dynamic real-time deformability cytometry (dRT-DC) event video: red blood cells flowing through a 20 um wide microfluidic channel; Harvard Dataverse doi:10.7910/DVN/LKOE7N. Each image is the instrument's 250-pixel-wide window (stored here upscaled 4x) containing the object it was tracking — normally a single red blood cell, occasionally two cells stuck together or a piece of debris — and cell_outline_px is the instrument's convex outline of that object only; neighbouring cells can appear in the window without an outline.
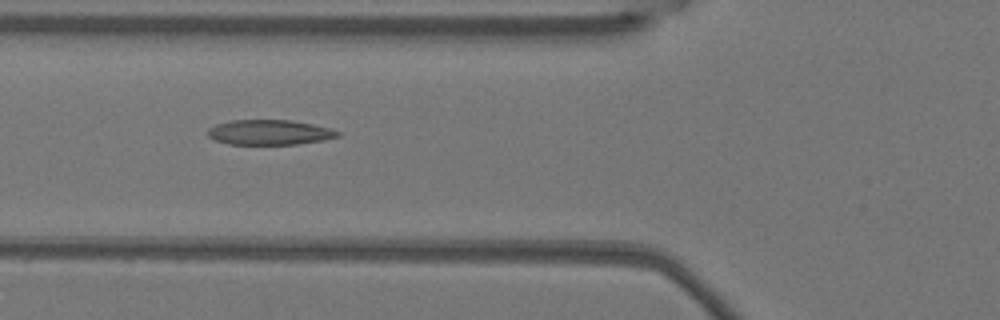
{"species": "Egyptian fruit bat (a non-hibernating species)", "species_latin": "Rousettus aegyptiacus", "temperature_condition": "warm", "stored_images_in_passage": 49, "camera_frame_rate_fps": 3000, "um_per_image_px": 0.085, "animal": {"sex": "female"}, "frame": {"image": 1, "passage_image": 20, "time_ms": 6.333, "image_size_px": [1000, 320], "cell_outline_px": [[340, 136], [324, 140], [296, 144], [228, 144], [216, 140], [208, 136], [208, 128], [216, 124], [232, 120], [292, 120], [332, 128], [340, 132]], "centroid_in_image_um": [22.93, 11.24], "position_along_channel_um": 102.9, "area_um2": 18.96}}
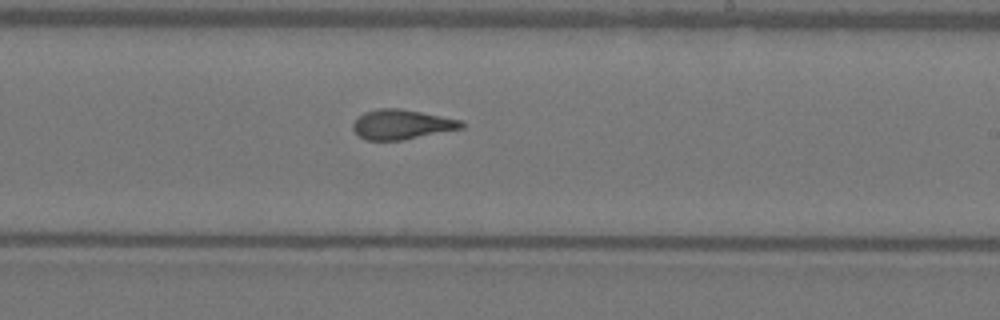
{"frame": {"image": 2, "passage_image": 32, "time_ms": 10.333, "image_size_px": [1000, 320], "cell_outline_px": [[464, 128], [404, 140], [364, 140], [352, 128], [352, 124], [364, 112], [380, 108], [400, 108], [460, 120], [464, 124]], "centroid_in_image_um": [34.14, 10.58], "position_along_channel_um": 254.9, "area_um2": 18.67}}
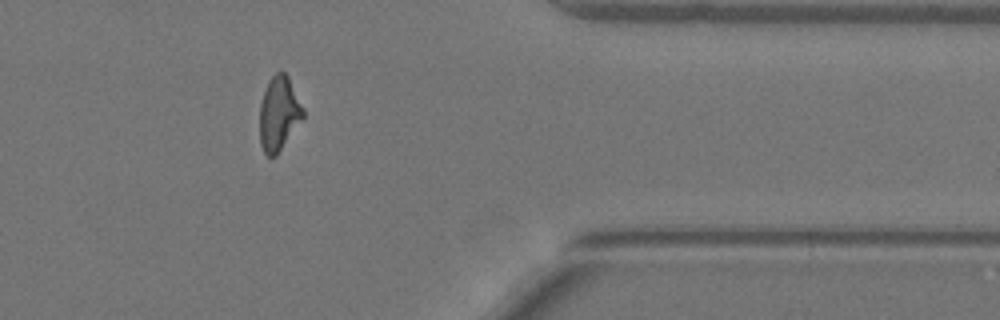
{"frame": {"image": 3, "passage_image": 44, "time_ms": 14.333, "image_size_px": [1000, 320], "cell_outline_px": [[304, 116], [276, 156], [268, 156], [264, 152], [260, 144], [260, 104], [268, 80], [276, 72], [284, 72], [288, 76], [304, 108]], "centroid_in_image_um": [23.7, 9.64], "position_along_channel_um": 387.7, "area_um2": 18.61}, "authors_computed_cell_mechanics": {"area_um2": 19.4786, "velocity_mm_per_s": 3.8004, "shape_relaxation_time_tau1_ms": null, "shape_relaxation_time_tau2_ms": 1.5418, "deformation_change_tau1": null, "deformation_change_tau2": 0.0931}}